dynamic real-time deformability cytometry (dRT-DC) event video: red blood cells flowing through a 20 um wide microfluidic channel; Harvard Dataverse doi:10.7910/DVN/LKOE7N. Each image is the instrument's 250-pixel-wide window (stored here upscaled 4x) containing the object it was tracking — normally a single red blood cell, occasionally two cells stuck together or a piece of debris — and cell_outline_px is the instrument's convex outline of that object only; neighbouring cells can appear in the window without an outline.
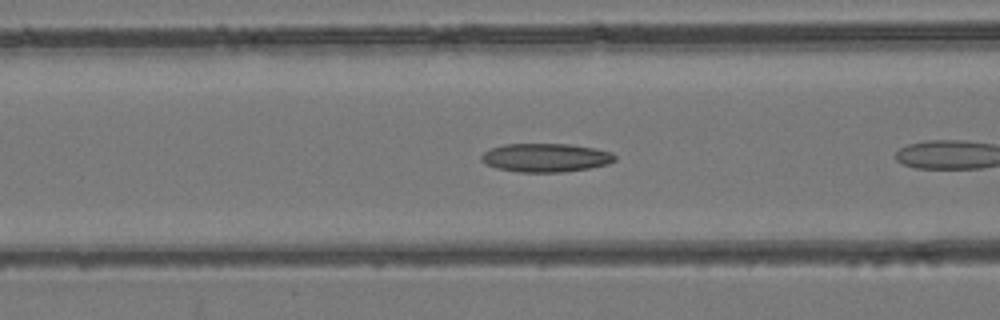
{"species": "common noctule bat (a hibernating species)", "species_latin": "Nyctalus noctula", "temperature_condition": "room temperature", "stored_images_in_passage": 7, "camera_frame_rate_fps": 3000, "um_per_image_px": 0.085, "animal": {"sex": "female", "body_mass_g": 24.6, "forearm_length_mm": 56.2}, "frame": {"image": 1, "passage_image": 5, "time_ms": 1.333, "image_size_px": [1000, 320], "cell_outline_px": [[616, 160], [608, 164], [588, 168], [560, 172], [520, 172], [496, 168], [484, 164], [480, 160], [480, 156], [484, 152], [492, 148], [504, 144], [568, 144], [596, 148], [612, 152], [616, 156]], "centroid_in_image_um": [46.37, 13.4], "position_along_channel_um": 120.2, "area_um2": 22.31}}